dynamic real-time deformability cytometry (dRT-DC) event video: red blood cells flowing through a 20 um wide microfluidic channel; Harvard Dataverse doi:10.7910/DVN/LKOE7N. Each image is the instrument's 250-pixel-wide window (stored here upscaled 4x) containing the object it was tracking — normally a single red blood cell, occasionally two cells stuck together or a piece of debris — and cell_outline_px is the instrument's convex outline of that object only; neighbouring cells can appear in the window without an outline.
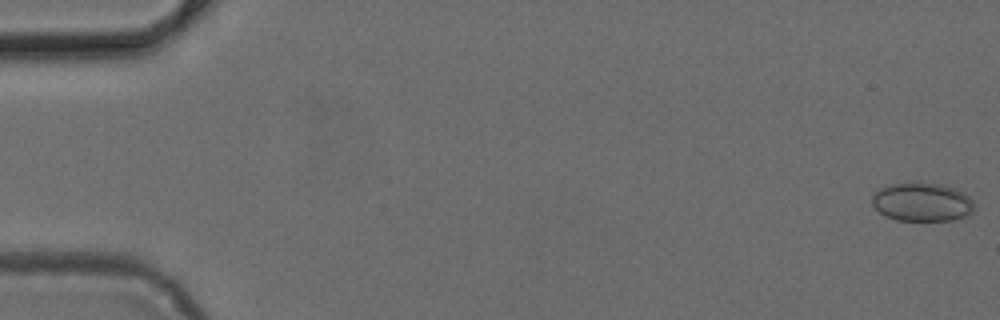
{"species": "common noctule bat (a hibernating species)", "species_latin": "Nyctalus noctula", "temperature_condition": "cold", "stored_images_in_passage": 50, "camera_frame_rate_fps": 3000, "um_per_image_px": 0.085, "animal": {"sex": "female", "body_mass_g": 24.6, "forearm_length_mm": 56.2}, "frame": {"image": 1, "passage_image": 1, "time_ms": 0.0, "image_size_px": [1000, 320], "cell_outline_px": [[972, 212], [968, 216], [952, 220], [896, 220], [884, 216], [872, 204], [872, 196], [880, 188], [888, 184], [940, 184], [956, 188], [964, 192], [972, 200]], "centroid_in_image_um": [78.37, 17.19], "position_along_channel_um": 6.6, "area_um2": 22.72}}
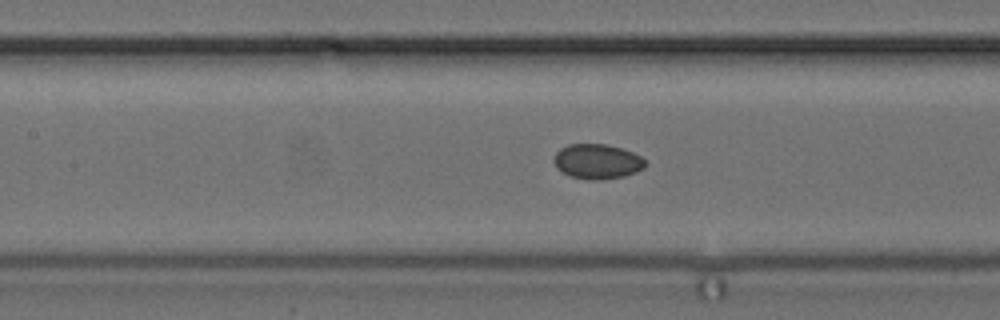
{"frame": {"image": 2, "passage_image": 23, "time_ms": 7.333, "image_size_px": [1000, 320], "cell_outline_px": [[648, 164], [644, 168], [636, 172], [624, 176], [596, 180], [588, 180], [568, 176], [556, 168], [552, 160], [556, 152], [560, 148], [568, 144], [608, 144], [632, 152], [640, 156]], "centroid_in_image_um": [50.73, 13.73], "position_along_channel_um": 156.7, "area_um2": 18.79}}
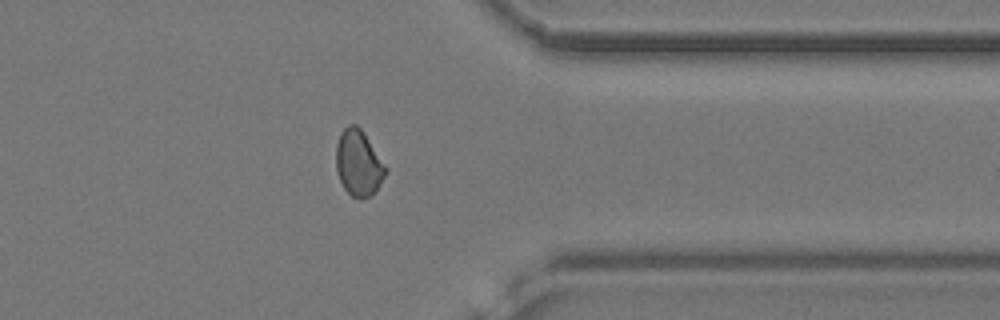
{"frame": {"image": 3, "passage_image": 40, "time_ms": 13.0, "image_size_px": [1000, 320], "cell_outline_px": [[388, 168], [384, 176], [372, 196], [360, 200], [352, 196], [344, 188], [336, 172], [336, 144], [340, 132], [348, 124], [356, 124], [364, 132]], "centroid_in_image_um": [30.46, 13.85], "position_along_channel_um": 380.9, "area_um2": 19.25}}